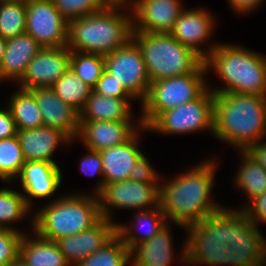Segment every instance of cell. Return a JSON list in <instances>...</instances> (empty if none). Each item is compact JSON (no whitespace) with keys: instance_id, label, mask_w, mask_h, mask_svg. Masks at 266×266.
Instances as JSON below:
<instances>
[{"instance_id":"27","label":"cell","mask_w":266,"mask_h":266,"mask_svg":"<svg viewBox=\"0 0 266 266\" xmlns=\"http://www.w3.org/2000/svg\"><path fill=\"white\" fill-rule=\"evenodd\" d=\"M33 237L26 233L19 245V260L26 266H70L56 241L45 239L35 231Z\"/></svg>"},{"instance_id":"38","label":"cell","mask_w":266,"mask_h":266,"mask_svg":"<svg viewBox=\"0 0 266 266\" xmlns=\"http://www.w3.org/2000/svg\"><path fill=\"white\" fill-rule=\"evenodd\" d=\"M93 92L96 94L107 96V97H116L124 99H135L121 84L118 82L113 75H111L106 70L103 71L100 79L96 83V86L93 88Z\"/></svg>"},{"instance_id":"23","label":"cell","mask_w":266,"mask_h":266,"mask_svg":"<svg viewBox=\"0 0 266 266\" xmlns=\"http://www.w3.org/2000/svg\"><path fill=\"white\" fill-rule=\"evenodd\" d=\"M43 47L28 33L7 39L6 49L0 65L1 80L16 83L23 77L28 63Z\"/></svg>"},{"instance_id":"17","label":"cell","mask_w":266,"mask_h":266,"mask_svg":"<svg viewBox=\"0 0 266 266\" xmlns=\"http://www.w3.org/2000/svg\"><path fill=\"white\" fill-rule=\"evenodd\" d=\"M127 121H79L77 138L86 149L102 151L127 142L141 127V120Z\"/></svg>"},{"instance_id":"10","label":"cell","mask_w":266,"mask_h":266,"mask_svg":"<svg viewBox=\"0 0 266 266\" xmlns=\"http://www.w3.org/2000/svg\"><path fill=\"white\" fill-rule=\"evenodd\" d=\"M160 183L125 180L104 185L97 194L101 217L113 221L116 209L149 210L159 206Z\"/></svg>"},{"instance_id":"13","label":"cell","mask_w":266,"mask_h":266,"mask_svg":"<svg viewBox=\"0 0 266 266\" xmlns=\"http://www.w3.org/2000/svg\"><path fill=\"white\" fill-rule=\"evenodd\" d=\"M70 58L68 46L42 48L28 63L17 83L25 90L51 87L70 68Z\"/></svg>"},{"instance_id":"15","label":"cell","mask_w":266,"mask_h":266,"mask_svg":"<svg viewBox=\"0 0 266 266\" xmlns=\"http://www.w3.org/2000/svg\"><path fill=\"white\" fill-rule=\"evenodd\" d=\"M184 9L182 0H137L130 10L133 31L170 33Z\"/></svg>"},{"instance_id":"6","label":"cell","mask_w":266,"mask_h":266,"mask_svg":"<svg viewBox=\"0 0 266 266\" xmlns=\"http://www.w3.org/2000/svg\"><path fill=\"white\" fill-rule=\"evenodd\" d=\"M32 216L31 227L45 239L57 241L91 229L101 219L98 196L88 194H66L54 198Z\"/></svg>"},{"instance_id":"29","label":"cell","mask_w":266,"mask_h":266,"mask_svg":"<svg viewBox=\"0 0 266 266\" xmlns=\"http://www.w3.org/2000/svg\"><path fill=\"white\" fill-rule=\"evenodd\" d=\"M242 156L235 184L238 190H242L249 198V202L266 192V170L252 159L245 151H239Z\"/></svg>"},{"instance_id":"3","label":"cell","mask_w":266,"mask_h":266,"mask_svg":"<svg viewBox=\"0 0 266 266\" xmlns=\"http://www.w3.org/2000/svg\"><path fill=\"white\" fill-rule=\"evenodd\" d=\"M242 209L221 208L202 221L186 226L187 240L180 254V262L188 266L206 264L226 266L233 229L246 217Z\"/></svg>"},{"instance_id":"39","label":"cell","mask_w":266,"mask_h":266,"mask_svg":"<svg viewBox=\"0 0 266 266\" xmlns=\"http://www.w3.org/2000/svg\"><path fill=\"white\" fill-rule=\"evenodd\" d=\"M88 150V154L82 157L80 161V170L84 175L94 176L99 174L101 180L94 186V193L97 195L104 188L103 164L101 154L98 151Z\"/></svg>"},{"instance_id":"16","label":"cell","mask_w":266,"mask_h":266,"mask_svg":"<svg viewBox=\"0 0 266 266\" xmlns=\"http://www.w3.org/2000/svg\"><path fill=\"white\" fill-rule=\"evenodd\" d=\"M254 222L246 216L234 229L229 246L230 266L266 265V238Z\"/></svg>"},{"instance_id":"43","label":"cell","mask_w":266,"mask_h":266,"mask_svg":"<svg viewBox=\"0 0 266 266\" xmlns=\"http://www.w3.org/2000/svg\"><path fill=\"white\" fill-rule=\"evenodd\" d=\"M264 0H228L230 7L234 12L242 15L250 14L255 11ZM244 13V14H243Z\"/></svg>"},{"instance_id":"42","label":"cell","mask_w":266,"mask_h":266,"mask_svg":"<svg viewBox=\"0 0 266 266\" xmlns=\"http://www.w3.org/2000/svg\"><path fill=\"white\" fill-rule=\"evenodd\" d=\"M6 109H0V139H7L17 135L15 120L9 108L7 107Z\"/></svg>"},{"instance_id":"22","label":"cell","mask_w":266,"mask_h":266,"mask_svg":"<svg viewBox=\"0 0 266 266\" xmlns=\"http://www.w3.org/2000/svg\"><path fill=\"white\" fill-rule=\"evenodd\" d=\"M141 131L149 132L142 126L127 142L100 151L104 185L129 179L137 160L144 154L138 146Z\"/></svg>"},{"instance_id":"46","label":"cell","mask_w":266,"mask_h":266,"mask_svg":"<svg viewBox=\"0 0 266 266\" xmlns=\"http://www.w3.org/2000/svg\"><path fill=\"white\" fill-rule=\"evenodd\" d=\"M6 44H7V39L3 38L0 35V65L2 63L3 57H4V53H5V49H6Z\"/></svg>"},{"instance_id":"4","label":"cell","mask_w":266,"mask_h":266,"mask_svg":"<svg viewBox=\"0 0 266 266\" xmlns=\"http://www.w3.org/2000/svg\"><path fill=\"white\" fill-rule=\"evenodd\" d=\"M125 7L103 10L69 22L68 48L75 52L108 55L132 39V13ZM123 11V12H122Z\"/></svg>"},{"instance_id":"2","label":"cell","mask_w":266,"mask_h":266,"mask_svg":"<svg viewBox=\"0 0 266 266\" xmlns=\"http://www.w3.org/2000/svg\"><path fill=\"white\" fill-rule=\"evenodd\" d=\"M213 136L239 151L266 139V97L214 93Z\"/></svg>"},{"instance_id":"8","label":"cell","mask_w":266,"mask_h":266,"mask_svg":"<svg viewBox=\"0 0 266 266\" xmlns=\"http://www.w3.org/2000/svg\"><path fill=\"white\" fill-rule=\"evenodd\" d=\"M206 75L208 72H191L151 82L148 95L140 103L142 126L147 127L163 111L199 98L209 88Z\"/></svg>"},{"instance_id":"45","label":"cell","mask_w":266,"mask_h":266,"mask_svg":"<svg viewBox=\"0 0 266 266\" xmlns=\"http://www.w3.org/2000/svg\"><path fill=\"white\" fill-rule=\"evenodd\" d=\"M137 0H102L106 6L132 8Z\"/></svg>"},{"instance_id":"33","label":"cell","mask_w":266,"mask_h":266,"mask_svg":"<svg viewBox=\"0 0 266 266\" xmlns=\"http://www.w3.org/2000/svg\"><path fill=\"white\" fill-rule=\"evenodd\" d=\"M130 264V251L116 234L107 244L77 266H127Z\"/></svg>"},{"instance_id":"44","label":"cell","mask_w":266,"mask_h":266,"mask_svg":"<svg viewBox=\"0 0 266 266\" xmlns=\"http://www.w3.org/2000/svg\"><path fill=\"white\" fill-rule=\"evenodd\" d=\"M264 140L251 145L245 152L266 170V142Z\"/></svg>"},{"instance_id":"1","label":"cell","mask_w":266,"mask_h":266,"mask_svg":"<svg viewBox=\"0 0 266 266\" xmlns=\"http://www.w3.org/2000/svg\"><path fill=\"white\" fill-rule=\"evenodd\" d=\"M218 166L207 159L160 184L159 205L167 222L185 228L223 208L210 195Z\"/></svg>"},{"instance_id":"47","label":"cell","mask_w":266,"mask_h":266,"mask_svg":"<svg viewBox=\"0 0 266 266\" xmlns=\"http://www.w3.org/2000/svg\"><path fill=\"white\" fill-rule=\"evenodd\" d=\"M11 266H26L24 263H22L19 259L13 263Z\"/></svg>"},{"instance_id":"28","label":"cell","mask_w":266,"mask_h":266,"mask_svg":"<svg viewBox=\"0 0 266 266\" xmlns=\"http://www.w3.org/2000/svg\"><path fill=\"white\" fill-rule=\"evenodd\" d=\"M17 130L35 129L43 126L42 113L34 95L25 89L19 88L12 93L7 105Z\"/></svg>"},{"instance_id":"18","label":"cell","mask_w":266,"mask_h":266,"mask_svg":"<svg viewBox=\"0 0 266 266\" xmlns=\"http://www.w3.org/2000/svg\"><path fill=\"white\" fill-rule=\"evenodd\" d=\"M116 224V221L102 218L91 229L63 237L56 242L68 264L77 266L116 235Z\"/></svg>"},{"instance_id":"24","label":"cell","mask_w":266,"mask_h":266,"mask_svg":"<svg viewBox=\"0 0 266 266\" xmlns=\"http://www.w3.org/2000/svg\"><path fill=\"white\" fill-rule=\"evenodd\" d=\"M169 222L157 234L130 251V264L133 266H170L173 263L174 242Z\"/></svg>"},{"instance_id":"26","label":"cell","mask_w":266,"mask_h":266,"mask_svg":"<svg viewBox=\"0 0 266 266\" xmlns=\"http://www.w3.org/2000/svg\"><path fill=\"white\" fill-rule=\"evenodd\" d=\"M135 99L107 97L91 92L83 109L79 112V121H127L134 120L131 102Z\"/></svg>"},{"instance_id":"12","label":"cell","mask_w":266,"mask_h":266,"mask_svg":"<svg viewBox=\"0 0 266 266\" xmlns=\"http://www.w3.org/2000/svg\"><path fill=\"white\" fill-rule=\"evenodd\" d=\"M69 22L55 8L52 0H26L25 32L43 48L68 45Z\"/></svg>"},{"instance_id":"40","label":"cell","mask_w":266,"mask_h":266,"mask_svg":"<svg viewBox=\"0 0 266 266\" xmlns=\"http://www.w3.org/2000/svg\"><path fill=\"white\" fill-rule=\"evenodd\" d=\"M144 154L137 160L135 166L130 172V180L149 183V182H160L162 179L161 175L151 166L149 159Z\"/></svg>"},{"instance_id":"30","label":"cell","mask_w":266,"mask_h":266,"mask_svg":"<svg viewBox=\"0 0 266 266\" xmlns=\"http://www.w3.org/2000/svg\"><path fill=\"white\" fill-rule=\"evenodd\" d=\"M54 93L65 103L80 112L93 89L84 83L77 74L69 68L51 87Z\"/></svg>"},{"instance_id":"36","label":"cell","mask_w":266,"mask_h":266,"mask_svg":"<svg viewBox=\"0 0 266 266\" xmlns=\"http://www.w3.org/2000/svg\"><path fill=\"white\" fill-rule=\"evenodd\" d=\"M61 16L70 22L89 14L103 10L106 5L102 0H52Z\"/></svg>"},{"instance_id":"32","label":"cell","mask_w":266,"mask_h":266,"mask_svg":"<svg viewBox=\"0 0 266 266\" xmlns=\"http://www.w3.org/2000/svg\"><path fill=\"white\" fill-rule=\"evenodd\" d=\"M26 0H0V35L13 38L25 33Z\"/></svg>"},{"instance_id":"37","label":"cell","mask_w":266,"mask_h":266,"mask_svg":"<svg viewBox=\"0 0 266 266\" xmlns=\"http://www.w3.org/2000/svg\"><path fill=\"white\" fill-rule=\"evenodd\" d=\"M24 233L0 229V266H11L19 259V245Z\"/></svg>"},{"instance_id":"14","label":"cell","mask_w":266,"mask_h":266,"mask_svg":"<svg viewBox=\"0 0 266 266\" xmlns=\"http://www.w3.org/2000/svg\"><path fill=\"white\" fill-rule=\"evenodd\" d=\"M215 23L211 11L201 7L197 9L185 8L175 22L170 34L182 45L190 48L205 60L218 45L217 43L210 44L206 50L201 45L204 42L208 43V39H211Z\"/></svg>"},{"instance_id":"25","label":"cell","mask_w":266,"mask_h":266,"mask_svg":"<svg viewBox=\"0 0 266 266\" xmlns=\"http://www.w3.org/2000/svg\"><path fill=\"white\" fill-rule=\"evenodd\" d=\"M135 212L134 220L136 222L133 223L137 224L132 222H129L130 226L125 223L116 224V234L122 239L129 251L135 246L152 239L168 223L160 205L153 209Z\"/></svg>"},{"instance_id":"20","label":"cell","mask_w":266,"mask_h":266,"mask_svg":"<svg viewBox=\"0 0 266 266\" xmlns=\"http://www.w3.org/2000/svg\"><path fill=\"white\" fill-rule=\"evenodd\" d=\"M42 113L43 126L60 129L71 140L78 141L79 112L58 97L50 87L29 89Z\"/></svg>"},{"instance_id":"5","label":"cell","mask_w":266,"mask_h":266,"mask_svg":"<svg viewBox=\"0 0 266 266\" xmlns=\"http://www.w3.org/2000/svg\"><path fill=\"white\" fill-rule=\"evenodd\" d=\"M206 70L213 69L223 87L214 93L255 94L266 97V56L238 46L218 43L204 60Z\"/></svg>"},{"instance_id":"41","label":"cell","mask_w":266,"mask_h":266,"mask_svg":"<svg viewBox=\"0 0 266 266\" xmlns=\"http://www.w3.org/2000/svg\"><path fill=\"white\" fill-rule=\"evenodd\" d=\"M248 219L257 226L260 222L266 223V192L252 199L246 206L241 207Z\"/></svg>"},{"instance_id":"21","label":"cell","mask_w":266,"mask_h":266,"mask_svg":"<svg viewBox=\"0 0 266 266\" xmlns=\"http://www.w3.org/2000/svg\"><path fill=\"white\" fill-rule=\"evenodd\" d=\"M17 137L23 152L25 161H45L58 165L53 160L54 151L58 146L72 145L71 140L60 129L41 126L35 129L17 130ZM70 143V144H69ZM69 144V145H68Z\"/></svg>"},{"instance_id":"31","label":"cell","mask_w":266,"mask_h":266,"mask_svg":"<svg viewBox=\"0 0 266 266\" xmlns=\"http://www.w3.org/2000/svg\"><path fill=\"white\" fill-rule=\"evenodd\" d=\"M30 211L34 212L28 206L22 192L7 187L0 189V229L20 231L10 223L21 222Z\"/></svg>"},{"instance_id":"7","label":"cell","mask_w":266,"mask_h":266,"mask_svg":"<svg viewBox=\"0 0 266 266\" xmlns=\"http://www.w3.org/2000/svg\"><path fill=\"white\" fill-rule=\"evenodd\" d=\"M132 40L141 50L151 82L191 72H208L204 60L170 33L132 31Z\"/></svg>"},{"instance_id":"34","label":"cell","mask_w":266,"mask_h":266,"mask_svg":"<svg viewBox=\"0 0 266 266\" xmlns=\"http://www.w3.org/2000/svg\"><path fill=\"white\" fill-rule=\"evenodd\" d=\"M25 162L17 135L0 139V179L3 182H13L20 174Z\"/></svg>"},{"instance_id":"19","label":"cell","mask_w":266,"mask_h":266,"mask_svg":"<svg viewBox=\"0 0 266 266\" xmlns=\"http://www.w3.org/2000/svg\"><path fill=\"white\" fill-rule=\"evenodd\" d=\"M62 177L60 167L54 163L26 161L16 179L20 180V186L23 192L27 194H24L26 202L32 208L33 198H51L60 189Z\"/></svg>"},{"instance_id":"9","label":"cell","mask_w":266,"mask_h":266,"mask_svg":"<svg viewBox=\"0 0 266 266\" xmlns=\"http://www.w3.org/2000/svg\"><path fill=\"white\" fill-rule=\"evenodd\" d=\"M214 92L208 88L199 98L161 112L148 126L150 132L182 135L209 131L213 135Z\"/></svg>"},{"instance_id":"11","label":"cell","mask_w":266,"mask_h":266,"mask_svg":"<svg viewBox=\"0 0 266 266\" xmlns=\"http://www.w3.org/2000/svg\"><path fill=\"white\" fill-rule=\"evenodd\" d=\"M105 70L135 98H146L151 84L141 50L131 39L126 45L104 56Z\"/></svg>"},{"instance_id":"35","label":"cell","mask_w":266,"mask_h":266,"mask_svg":"<svg viewBox=\"0 0 266 266\" xmlns=\"http://www.w3.org/2000/svg\"><path fill=\"white\" fill-rule=\"evenodd\" d=\"M70 68L93 89L105 70L104 56L71 51Z\"/></svg>"}]
</instances>
